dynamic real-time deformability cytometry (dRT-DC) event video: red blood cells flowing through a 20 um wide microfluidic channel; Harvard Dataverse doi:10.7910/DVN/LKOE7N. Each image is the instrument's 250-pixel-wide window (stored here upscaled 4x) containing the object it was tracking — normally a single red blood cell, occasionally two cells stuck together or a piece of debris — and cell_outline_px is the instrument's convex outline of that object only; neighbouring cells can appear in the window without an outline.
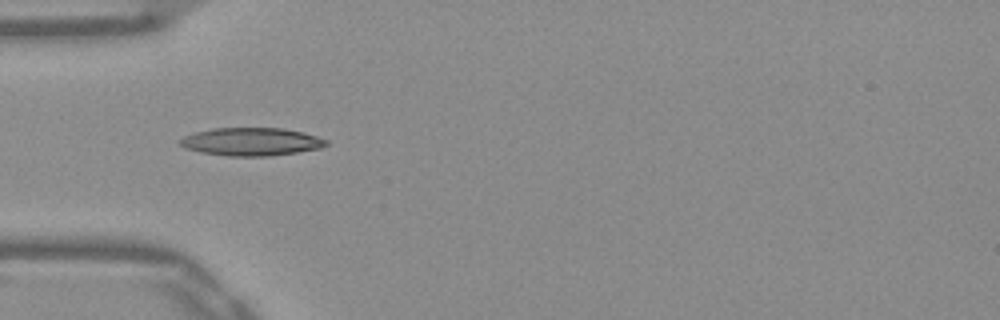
{"species": "Egyptian fruit bat (a non-hibernating species)", "species_latin": "Rousettus aegyptiacus", "temperature_condition": "warm", "stored_images_in_passage": 12, "camera_frame_rate_fps": 3000, "um_per_image_px": 0.085, "frame": {"image": 1, "passage_image": 3, "time_ms": 0.667, "image_size_px": [1000, 320], "cell_outline_px": [[328, 144], [320, 148], [296, 152], [268, 156], [228, 156], [200, 152], [184, 148], [180, 144], [180, 140], [184, 136], [196, 132], [212, 128], [284, 128], [304, 132], [328, 140]], "centroid_in_image_um": [21.36, 12.04], "position_along_channel_um": 63.6, "area_um2": 23.81}}